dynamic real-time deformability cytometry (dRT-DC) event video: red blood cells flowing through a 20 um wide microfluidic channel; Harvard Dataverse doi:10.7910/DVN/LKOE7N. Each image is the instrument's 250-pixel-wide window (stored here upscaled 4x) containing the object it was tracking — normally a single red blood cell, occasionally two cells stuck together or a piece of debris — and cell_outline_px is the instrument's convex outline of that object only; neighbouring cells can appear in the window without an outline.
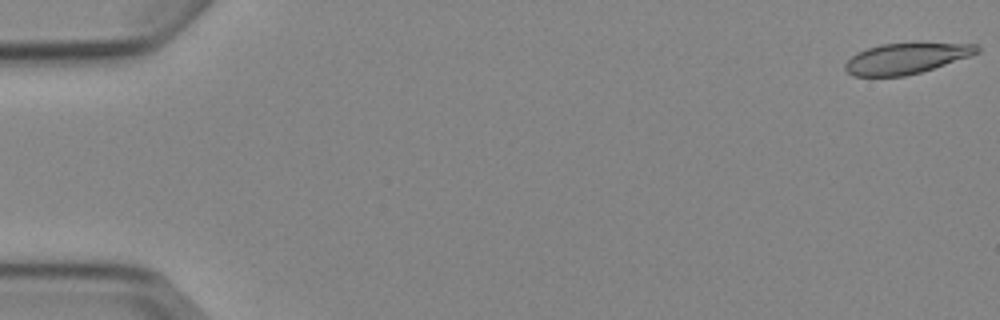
{"species": "Egyptian fruit bat (a non-hibernating species)", "species_latin": "Rousettus aegyptiacus", "temperature_condition": "cold", "stored_images_in_passage": 9, "camera_frame_rate_fps": 3000, "um_per_image_px": 0.085, "animal": {"sex": "female"}, "frame": {"image": 1, "passage_image": 1, "time_ms": 0.0, "image_size_px": [1000, 320], "cell_outline_px": [[980, 52], [972, 56], [920, 72], [904, 76], [852, 76], [844, 68], [844, 64], [856, 52], [880, 44], [976, 44], [980, 48]], "centroid_in_image_um": [77.01, 4.98], "position_along_channel_um": 8.0, "area_um2": 23.24}}
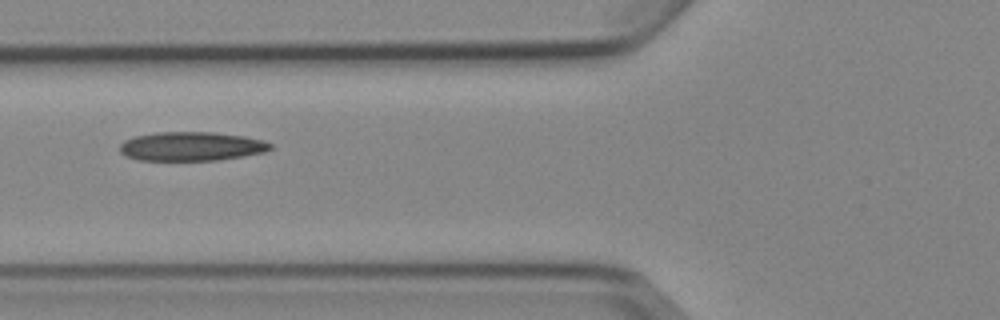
{"frame": {"image": 2, "passage_image": 6, "time_ms": 6.667, "image_size_px": [1000, 320], "cell_outline_px": [[272, 148], [264, 152], [244, 156], [220, 160], [140, 160], [124, 156], [120, 152], [120, 144], [124, 140], [136, 136], [156, 132], [212, 132], [244, 136], [260, 140], [272, 144]], "centroid_in_image_um": [16.24, 12.44], "position_along_channel_um": 109.6, "area_um2": 25.43}}
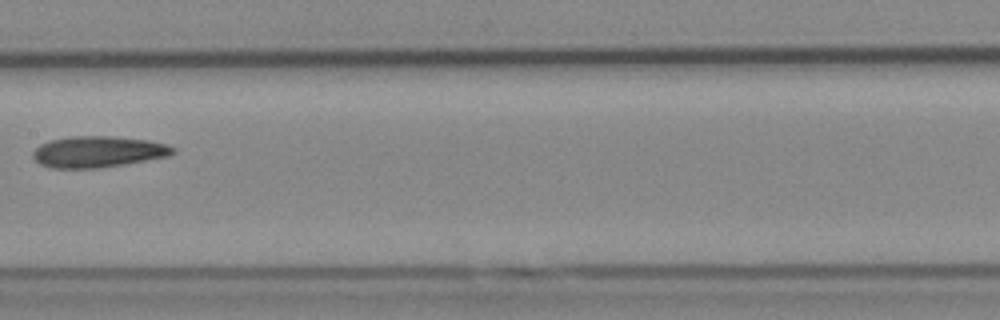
{"frame": {"image": 3, "passage_image": 8, "time_ms": 9.0, "image_size_px": [1000, 320], "cell_outline_px": [[176, 152], [168, 156], [124, 164], [100, 168], [52, 168], [40, 164], [32, 156], [32, 152], [40, 144], [48, 140], [72, 136], [112, 136], [148, 140], [168, 144], [176, 148]], "centroid_in_image_um": [8.33, 12.89], "position_along_channel_um": 199.1, "area_um2": 25.61}}